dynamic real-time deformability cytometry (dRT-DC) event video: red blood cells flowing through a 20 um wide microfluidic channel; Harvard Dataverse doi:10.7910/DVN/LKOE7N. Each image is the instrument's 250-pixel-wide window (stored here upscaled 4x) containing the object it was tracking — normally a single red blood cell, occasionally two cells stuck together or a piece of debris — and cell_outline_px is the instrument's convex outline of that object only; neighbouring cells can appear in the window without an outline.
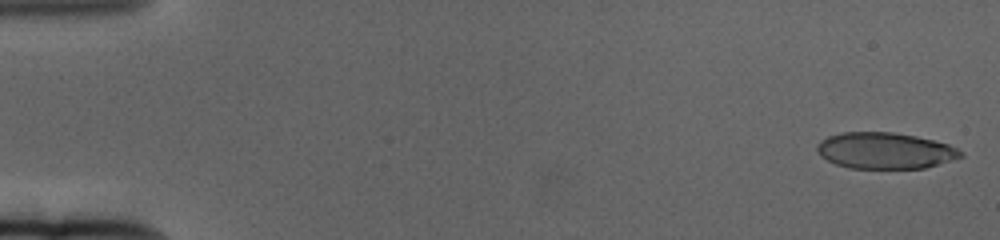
{"species": "human", "species_latin": "Homo sapiens", "temperature_condition": "cold", "stored_images_in_passage": 62, "camera_frame_rate_fps": 3000, "um_per_image_px": 0.085, "donor": {"sex": "female"}, "frame": {"image": 1, "passage_image": 2, "time_ms": 0.333, "image_size_px": [1000, 240], "cell_outline_px": [[964, 156], [924, 168], [848, 168], [836, 164], [820, 156], [816, 148], [816, 144], [820, 140], [828, 136], [844, 132], [892, 132], [916, 136], [948, 144], [964, 152]], "centroid_in_image_um": [75.2, 12.8], "position_along_channel_um": 9.8, "area_um2": 30.29}}
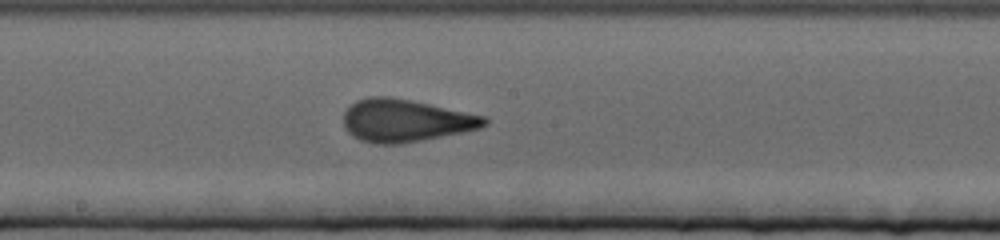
{"frame": {"image": 2, "passage_image": 34, "time_ms": 11.0, "image_size_px": [1000, 240], "cell_outline_px": [[488, 124], [480, 128], [400, 144], [376, 144], [360, 140], [352, 136], [344, 128], [344, 112], [356, 100], [368, 96], [392, 96], [484, 116], [488, 120]], "centroid_in_image_um": [34.41, 10.24], "position_along_channel_um": 213.8, "area_um2": 34.68}}
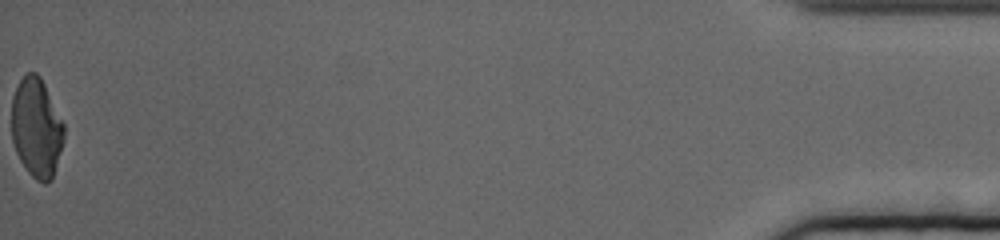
{"frame": {"image": 3, "passage_image": 62, "time_ms": 20.333, "image_size_px": [1000, 240], "cell_outline_px": [[64, 140], [52, 180], [44, 184], [36, 180], [28, 172], [20, 160], [16, 152], [12, 140], [12, 96], [20, 80], [28, 72], [36, 72], [40, 76], [64, 124]], "centroid_in_image_um": [3.1, 10.88], "position_along_channel_um": 432.1, "area_um2": 30.29}, "authors_computed_cell_mechanics": {"area_um2": 33.0038, "velocity_mm_per_s": 3.3331, "shape_relaxation_time_tau1_ms": 5.0739, "shape_relaxation_time_tau2_ms": 1.0007, "deformation_change_tau1": 0.1945, "deformation_change_tau2": 0.0852}}